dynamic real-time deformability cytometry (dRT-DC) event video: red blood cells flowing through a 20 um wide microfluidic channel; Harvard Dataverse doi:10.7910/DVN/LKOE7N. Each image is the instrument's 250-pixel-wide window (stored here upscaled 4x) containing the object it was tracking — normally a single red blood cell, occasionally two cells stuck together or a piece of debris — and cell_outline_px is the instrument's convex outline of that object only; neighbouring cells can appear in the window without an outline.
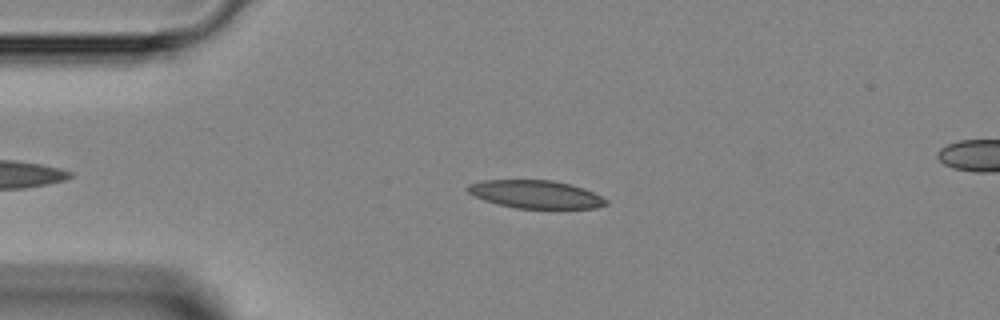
{"species": "Egyptian fruit bat (a non-hibernating species)", "species_latin": "Rousettus aegyptiacus", "temperature_condition": "room temperature", "stored_images_in_passage": 41, "camera_frame_rate_fps": 3000, "um_per_image_px": 0.085, "animal": {"sex": "female"}, "frame": {"image": 1, "passage_image": 9, "time_ms": 2.667, "image_size_px": [1000, 320], "cell_outline_px": [[608, 204], [596, 208], [516, 208], [484, 200], [472, 196], [464, 188], [468, 184], [484, 180], [552, 180], [584, 188], [608, 200]], "centroid_in_image_um": [45.49, 16.51], "position_along_channel_um": 39.5, "area_um2": 22.48}}
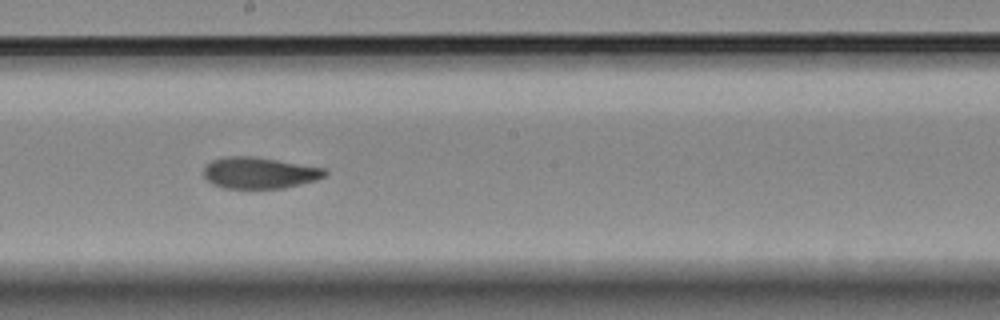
{"frame": {"image": 2, "passage_image": 24, "time_ms": 7.667, "image_size_px": [1000, 320], "cell_outline_px": [[328, 172], [324, 176], [316, 180], [284, 188], [224, 188], [212, 184], [204, 176], [204, 168], [212, 160], [228, 156], [252, 156], [328, 168]], "centroid_in_image_um": [22.08, 14.69], "position_along_channel_um": 226.1, "area_um2": 22.14}}
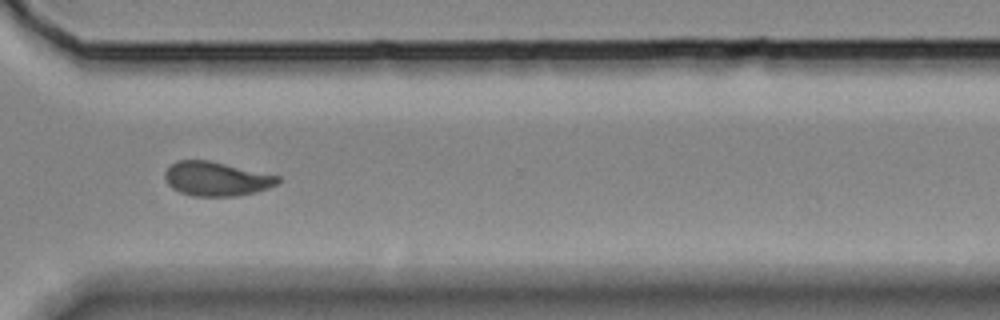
{"frame": {"image": 3, "passage_image": 33, "time_ms": 10.667, "image_size_px": [1000, 320], "cell_outline_px": [[280, 180], [276, 184], [268, 188], [256, 192], [236, 196], [192, 196], [180, 192], [172, 188], [168, 184], [164, 176], [164, 172], [172, 164], [180, 160], [208, 160], [280, 176]], "centroid_in_image_um": [18.38, 15.21], "position_along_channel_um": 352.2, "area_um2": 22.37}}